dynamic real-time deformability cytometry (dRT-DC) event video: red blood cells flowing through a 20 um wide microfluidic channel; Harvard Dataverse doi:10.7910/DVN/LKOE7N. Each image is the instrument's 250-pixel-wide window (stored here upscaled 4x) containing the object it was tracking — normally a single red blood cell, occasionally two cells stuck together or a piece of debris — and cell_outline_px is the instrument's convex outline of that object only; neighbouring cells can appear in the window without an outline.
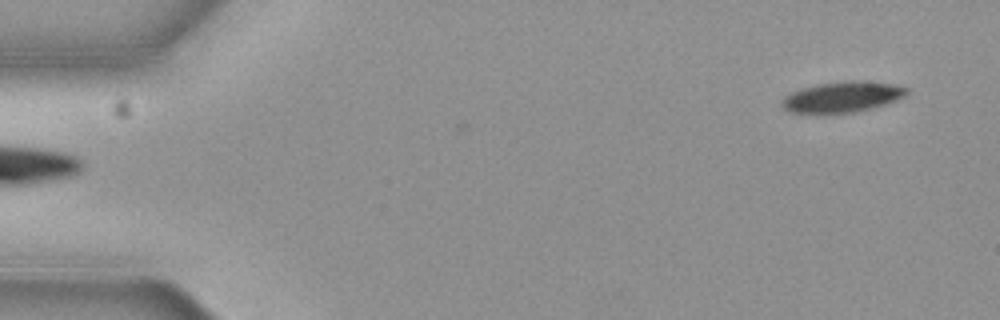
{"species": "common noctule bat (a hibernating species)", "species_latin": "Nyctalus noctula", "temperature_condition": "cold", "stored_images_in_passage": 3, "segment_of_instrument_passage": [2, 2], "camera_frame_rate_fps": 3000, "um_per_image_px": 0.085, "animal": {"sex": "female", "body_mass_g": 19.3, "forearm_length_mm": 54.1}, "frame": {"image": 1, "passage_image": 3, "time_ms": 0.667, "image_size_px": [1000, 320], "cell_outline_px": [[908, 92], [904, 96], [896, 100], [872, 108], [856, 112], [824, 116], [788, 112], [780, 104], [784, 96], [792, 92], [804, 88], [820, 84], [852, 80], [864, 80], [892, 84], [908, 88]], "centroid_in_image_um": [71.54, 8.29], "position_along_channel_um": 13.5, "area_um2": 22.89}}